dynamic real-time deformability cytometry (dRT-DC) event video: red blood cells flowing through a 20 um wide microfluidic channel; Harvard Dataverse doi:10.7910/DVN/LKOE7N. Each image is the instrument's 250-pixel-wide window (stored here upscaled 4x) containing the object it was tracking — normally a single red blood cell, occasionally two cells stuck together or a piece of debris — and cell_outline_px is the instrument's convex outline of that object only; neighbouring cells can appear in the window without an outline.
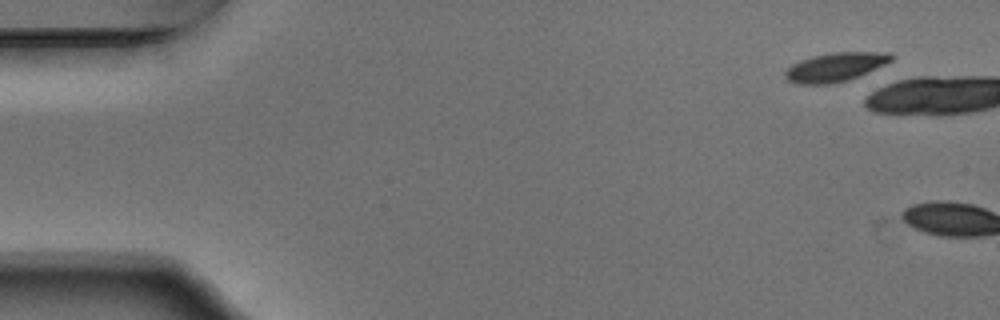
{"species": "Egyptian fruit bat (a non-hibernating species)", "species_latin": "Rousettus aegyptiacus", "temperature_condition": "warm", "stored_images_in_passage": 3, "camera_frame_rate_fps": 3000, "um_per_image_px": 0.085, "animal": {"sex": "male"}, "frame": {"image": 1, "passage_image": 1, "time_ms": 0.0, "image_size_px": [1000, 320], "cell_outline_px": [[892, 60], [884, 64], [848, 80], [832, 84], [800, 84], [788, 80], [784, 76], [784, 72], [792, 64], [800, 60], [812, 56], [836, 52], [888, 52], [892, 56]], "centroid_in_image_um": [70.96, 5.7], "position_along_channel_um": 14.0, "area_um2": 17.57}}